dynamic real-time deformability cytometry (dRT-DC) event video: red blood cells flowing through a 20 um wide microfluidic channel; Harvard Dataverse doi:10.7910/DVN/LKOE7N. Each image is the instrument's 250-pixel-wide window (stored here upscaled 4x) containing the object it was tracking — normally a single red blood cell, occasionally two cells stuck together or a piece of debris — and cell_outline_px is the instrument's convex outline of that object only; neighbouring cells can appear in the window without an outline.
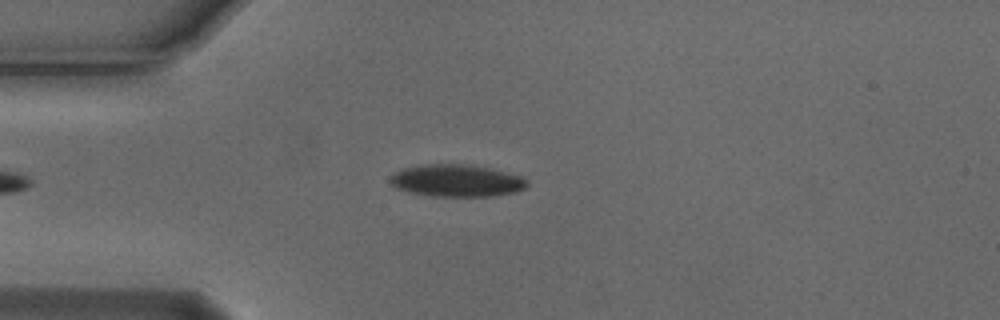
{"species": "Egyptian fruit bat (a non-hibernating species)", "species_latin": "Rousettus aegyptiacus", "temperature_condition": "cold", "stored_images_in_passage": 47, "camera_frame_rate_fps": 3000, "um_per_image_px": 0.085, "animal": {"sex": "male"}, "frame": {"image": 1, "passage_image": 10, "time_ms": 3.0, "image_size_px": [1000, 320], "cell_outline_px": [[528, 184], [524, 188], [516, 192], [492, 196], [432, 196], [408, 192], [396, 188], [388, 180], [400, 168], [416, 164], [472, 164], [524, 176], [528, 180]], "centroid_in_image_um": [38.81, 15.34], "position_along_channel_um": 46.2, "area_um2": 26.07}}
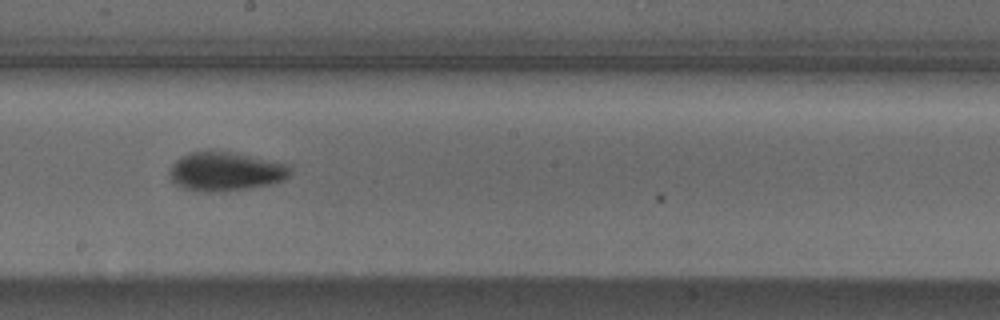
{"frame": {"image": 2, "passage_image": 26, "time_ms": 8.333, "image_size_px": [1000, 320], "cell_outline_px": [[292, 172], [284, 180], [272, 184], [224, 192], [196, 192], [180, 188], [168, 176], [168, 172], [172, 164], [180, 156], [188, 152], [208, 148], [236, 152], [288, 164], [292, 168]], "centroid_in_image_um": [19.12, 14.55], "position_along_channel_um": 229.1, "area_um2": 28.55}}
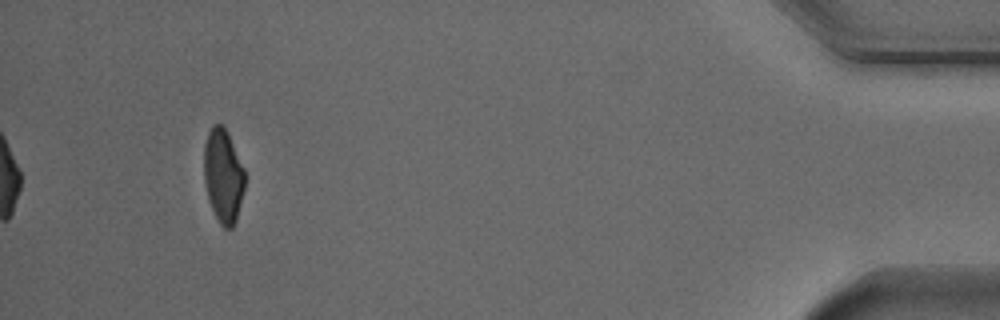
{"frame": {"image": 3, "passage_image": 47, "time_ms": 15.333, "image_size_px": [1000, 320], "cell_outline_px": [[244, 188], [236, 220], [232, 228], [224, 228], [220, 224], [208, 200], [204, 180], [204, 144], [208, 132], [212, 124], [224, 124], [228, 132], [244, 168]], "centroid_in_image_um": [18.96, 14.9], "position_along_channel_um": 416.2, "area_um2": 22.37}, "authors_computed_cell_mechanics": {"area_um2": 24.9696, "velocity_mm_per_s": 3.7239, "shape_relaxation_time_tau1_ms": 2.8929, "shape_relaxation_time_tau2_ms": null, "deformation_change_tau1": 0.112, "deformation_change_tau2": null}}